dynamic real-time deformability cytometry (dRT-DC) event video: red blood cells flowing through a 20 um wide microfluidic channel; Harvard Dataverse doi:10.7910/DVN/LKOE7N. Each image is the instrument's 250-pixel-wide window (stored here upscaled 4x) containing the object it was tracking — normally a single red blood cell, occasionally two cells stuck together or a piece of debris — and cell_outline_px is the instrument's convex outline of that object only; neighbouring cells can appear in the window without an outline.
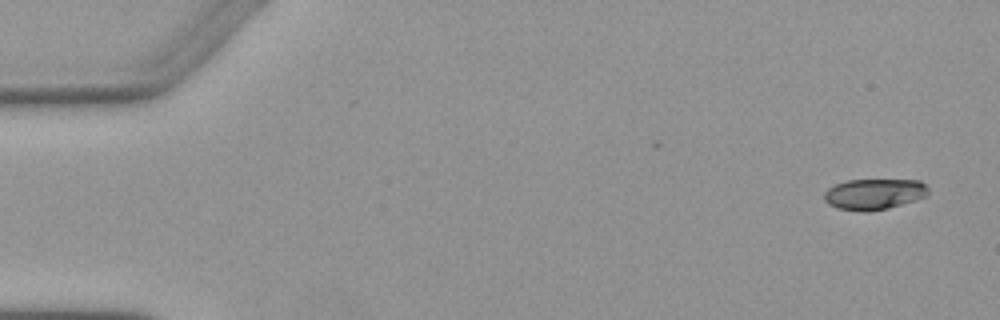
{"species": "Egyptian fruit bat (a non-hibernating species)", "species_latin": "Rousettus aegyptiacus", "temperature_condition": "warm", "stored_images_in_passage": 2, "camera_frame_rate_fps": 3000, "um_per_image_px": 0.085, "animal": {"sex": "female"}, "frame": {"image": 1, "passage_image": 2, "time_ms": 1.0, "image_size_px": [1000, 320], "cell_outline_px": [[928, 196], [916, 200], [888, 208], [868, 212], [860, 212], [836, 208], [828, 204], [824, 200], [824, 192], [828, 188], [836, 184], [848, 180], [920, 180], [928, 188]], "centroid_in_image_um": [74.29, 16.51], "position_along_channel_um": 10.7, "area_um2": 18.9}}